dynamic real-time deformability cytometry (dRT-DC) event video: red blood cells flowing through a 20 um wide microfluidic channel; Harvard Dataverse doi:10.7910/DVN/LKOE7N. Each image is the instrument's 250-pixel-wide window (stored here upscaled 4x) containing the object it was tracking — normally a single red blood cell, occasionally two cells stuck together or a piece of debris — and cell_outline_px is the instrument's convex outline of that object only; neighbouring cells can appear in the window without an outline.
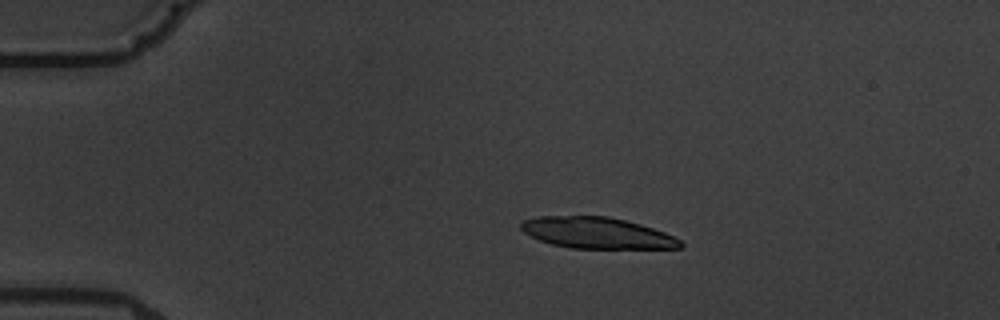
{"species": "common noctule bat (a hibernating species)", "species_latin": "Nyctalus noctula", "temperature_condition": "warm", "stored_images_in_passage": 5, "camera_frame_rate_fps": 3000, "um_per_image_px": 0.085, "animal": {"sex": "male", "body_mass_g": 19.5, "forearm_length_mm": 54.6}, "frame": {"image": 1, "passage_image": 1, "time_ms": 0.0, "image_size_px": [1000, 320], "cell_outline_px": [[684, 244], [680, 248], [568, 248], [552, 244], [540, 240], [524, 232], [520, 228], [520, 224], [524, 220], [536, 216], [608, 216], [640, 224], [664, 232], [680, 240]], "centroid_in_image_um": [50.72, 19.79], "position_along_channel_um": 34.3, "area_um2": 28.78}}